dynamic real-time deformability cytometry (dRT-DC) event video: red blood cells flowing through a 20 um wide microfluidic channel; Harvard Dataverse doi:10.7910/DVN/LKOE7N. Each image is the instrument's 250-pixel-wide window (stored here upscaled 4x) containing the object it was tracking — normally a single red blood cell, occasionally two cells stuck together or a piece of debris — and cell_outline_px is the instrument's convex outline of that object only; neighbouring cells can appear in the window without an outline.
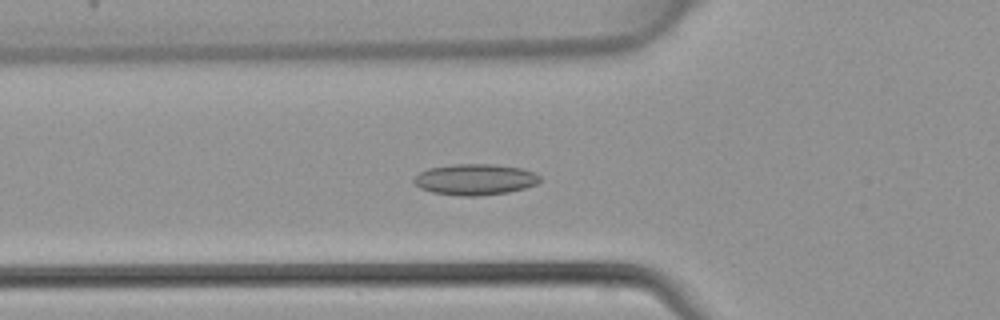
{"species": "common noctule bat (a hibernating species)", "species_latin": "Nyctalus noctula", "temperature_condition": "warm", "stored_images_in_passage": 43, "camera_frame_rate_fps": 3000, "um_per_image_px": 0.085, "animal": {"sex": "female", "body_mass_g": 22.7, "forearm_length_mm": 54.2}, "frame": {"image": 1, "passage_image": 14, "time_ms": 4.333, "image_size_px": [1000, 320], "cell_outline_px": [[540, 180], [536, 184], [524, 188], [508, 192], [480, 196], [460, 196], [432, 192], [420, 188], [412, 180], [412, 176], [428, 168], [452, 164], [496, 164], [524, 168], [536, 172], [540, 176]], "centroid_in_image_um": [40.38, 15.24], "position_along_channel_um": 85.4, "area_um2": 23.12}}
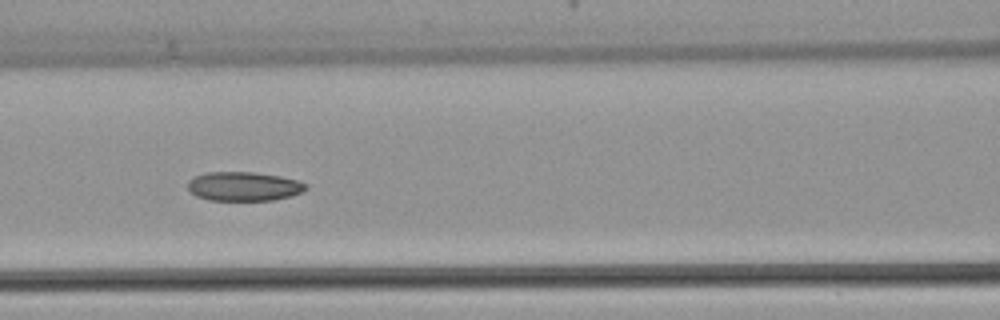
{"frame": {"image": 2, "passage_image": 18, "time_ms": 5.667, "image_size_px": [1000, 320], "cell_outline_px": [[308, 188], [300, 192], [288, 196], [272, 200], [208, 200], [196, 196], [188, 188], [188, 180], [204, 172], [256, 172], [280, 176], [300, 180], [308, 184]], "centroid_in_image_um": [20.73, 15.83], "position_along_channel_um": 145.9, "area_um2": 20.06}}
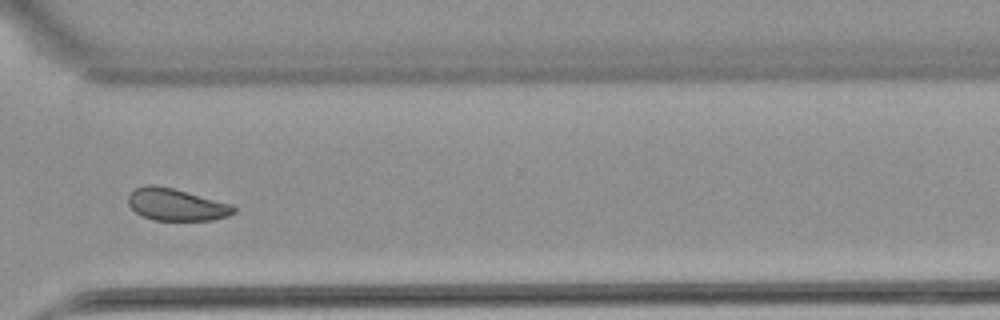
{"frame": {"image": 3, "passage_image": 32, "time_ms": 10.333, "image_size_px": [1000, 320], "cell_outline_px": [[236, 212], [228, 216], [212, 220], [152, 220], [136, 212], [128, 204], [128, 196], [136, 188], [144, 184], [156, 184], [172, 188], [232, 204], [236, 208]], "centroid_in_image_um": [14.98, 17.39], "position_along_channel_um": 355.6, "area_um2": 19.71}}